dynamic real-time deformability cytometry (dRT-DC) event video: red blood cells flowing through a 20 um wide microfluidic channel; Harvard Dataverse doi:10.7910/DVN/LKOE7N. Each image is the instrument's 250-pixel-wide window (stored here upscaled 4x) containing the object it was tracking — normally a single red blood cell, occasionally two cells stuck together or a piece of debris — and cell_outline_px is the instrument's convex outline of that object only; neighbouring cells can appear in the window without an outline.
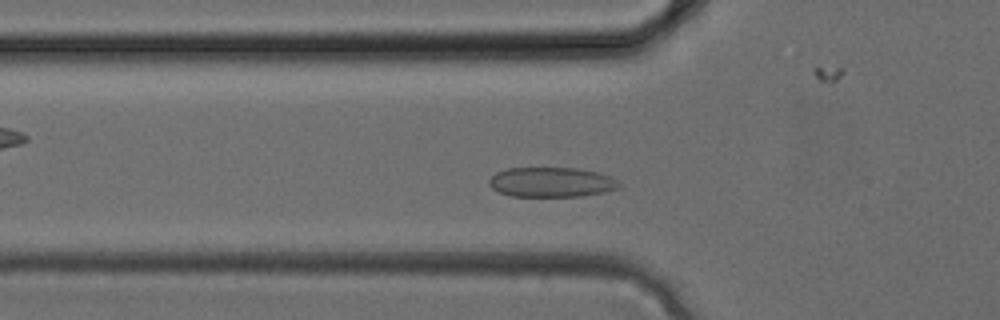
{"species": "common noctule bat (a hibernating species)", "species_latin": "Nyctalus noctula", "temperature_condition": "cold", "stored_images_in_passage": 26, "camera_frame_rate_fps": 3000, "um_per_image_px": 0.085, "animal": {"sex": "female", "body_mass_g": 24.6, "forearm_length_mm": 56.2}, "frame": {"image": 1, "passage_image": 3, "time_ms": 0.667, "image_size_px": [1000, 320], "cell_outline_px": [[620, 188], [604, 192], [580, 196], [512, 196], [500, 192], [492, 188], [488, 184], [488, 180], [496, 172], [508, 168], [576, 168], [596, 172], [608, 176], [616, 180], [620, 184]], "centroid_in_image_um": [46.84, 15.48], "position_along_channel_um": 79.0, "area_um2": 22.43}}
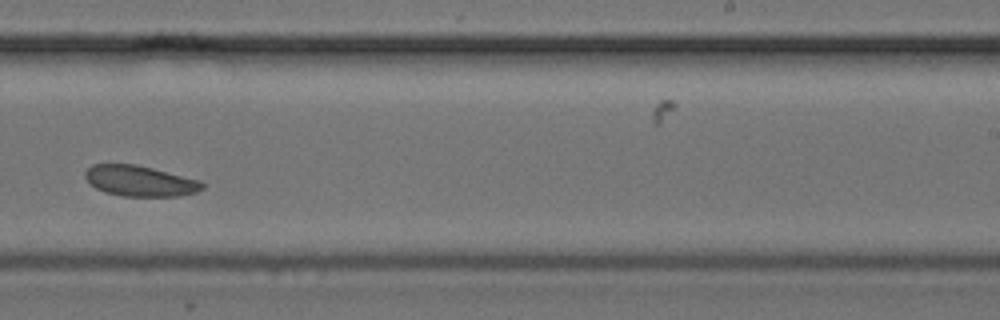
{"frame": {"image": 2, "passage_image": 13, "time_ms": 4.0, "image_size_px": [1000, 320], "cell_outline_px": [[204, 188], [196, 192], [180, 196], [120, 196], [104, 192], [96, 188], [84, 176], [84, 172], [92, 164], [136, 164], [200, 180], [204, 184]], "centroid_in_image_um": [11.89, 15.38], "position_along_channel_um": 277.1, "area_um2": 20.92}}
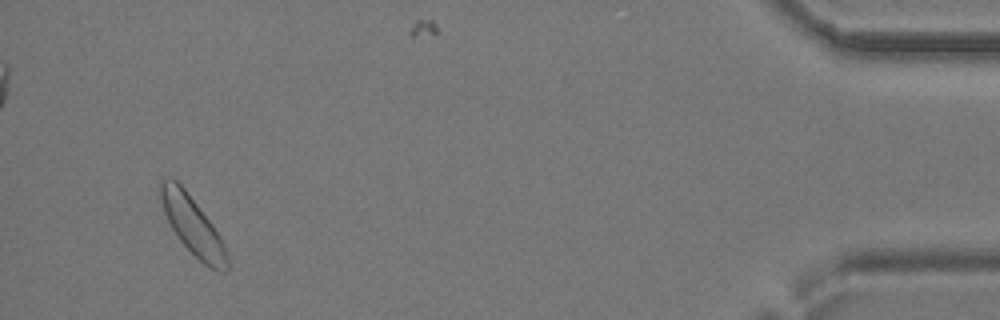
{"frame": {"image": 3, "passage_image": 24, "time_ms": 7.667, "image_size_px": [1000, 320], "cell_outline_px": [[232, 264], [228, 272], [220, 272], [204, 264], [180, 240], [172, 228], [164, 212], [156, 188], [160, 180], [176, 180], [184, 188], [212, 224], [220, 236], [228, 252]], "centroid_in_image_um": [16.41, 19.21], "position_along_channel_um": 418.8, "area_um2": 22.66}}